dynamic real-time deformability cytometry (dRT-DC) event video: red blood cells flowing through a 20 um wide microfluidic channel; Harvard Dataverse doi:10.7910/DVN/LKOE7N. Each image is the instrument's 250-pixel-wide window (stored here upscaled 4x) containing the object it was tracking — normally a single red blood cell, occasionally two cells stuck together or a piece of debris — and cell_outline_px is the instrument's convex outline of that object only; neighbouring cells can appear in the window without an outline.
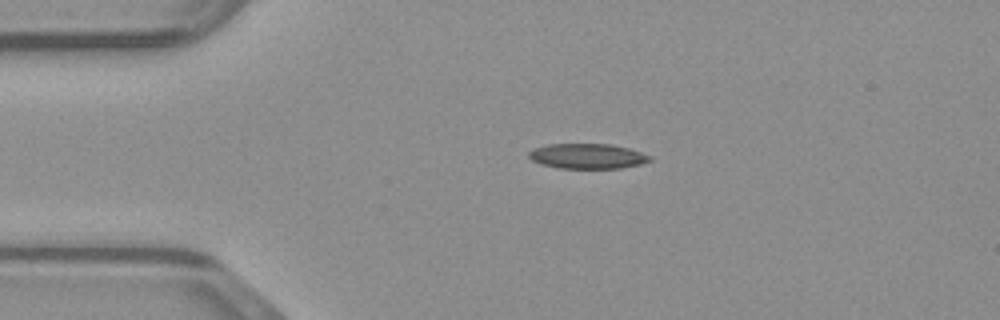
{"species": "common noctule bat (a hibernating species)", "species_latin": "Nyctalus noctula", "temperature_condition": "warm", "stored_images_in_passage": 39, "camera_frame_rate_fps": 3000, "um_per_image_px": 0.085, "animal": {"sex": "male", "body_mass_g": 23.1, "forearm_length_mm": 52.7}, "frame": {"image": 1, "passage_image": 1, "time_ms": 0.0, "image_size_px": [1000, 320], "cell_outline_px": [[652, 160], [640, 164], [620, 168], [560, 168], [540, 164], [532, 160], [528, 156], [528, 152], [532, 148], [548, 144], [612, 144], [628, 148], [652, 156]], "centroid_in_image_um": [49.91, 13.27], "position_along_channel_um": 35.1, "area_um2": 17.74}}
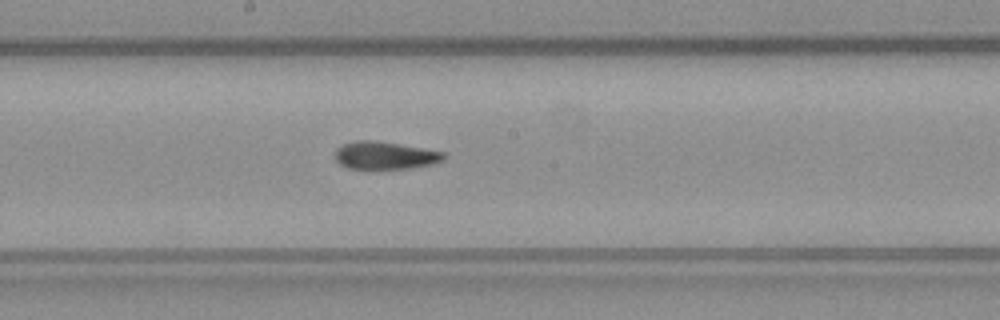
{"frame": {"image": 2, "passage_image": 16, "time_ms": 5.0, "image_size_px": [1000, 320], "cell_outline_px": [[444, 160], [432, 164], [412, 168], [348, 168], [340, 164], [336, 160], [336, 148], [344, 144], [356, 140], [372, 140], [400, 144], [444, 152]], "centroid_in_image_um": [32.72, 13.2], "position_along_channel_um": 215.5, "area_um2": 17.28}}
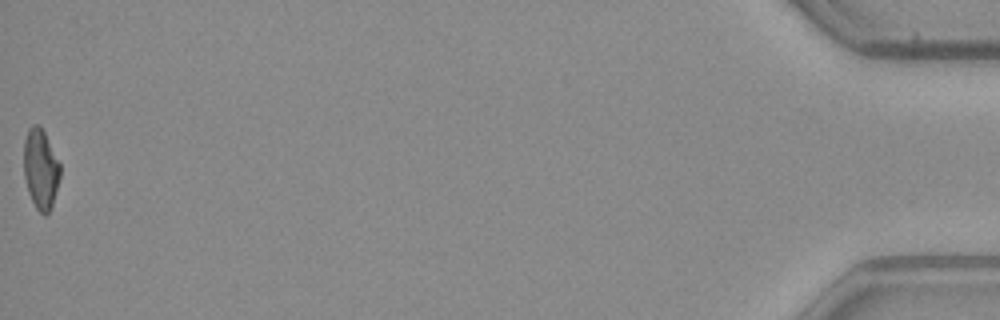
{"frame": {"image": 3, "passage_image": 39, "time_ms": 12.667, "image_size_px": [1000, 320], "cell_outline_px": [[60, 176], [52, 204], [48, 212], [44, 216], [36, 208], [28, 192], [24, 176], [24, 140], [28, 128], [32, 124], [40, 124], [60, 164]], "centroid_in_image_um": [3.44, 14.33], "position_along_channel_um": 431.8, "area_um2": 16.82}}